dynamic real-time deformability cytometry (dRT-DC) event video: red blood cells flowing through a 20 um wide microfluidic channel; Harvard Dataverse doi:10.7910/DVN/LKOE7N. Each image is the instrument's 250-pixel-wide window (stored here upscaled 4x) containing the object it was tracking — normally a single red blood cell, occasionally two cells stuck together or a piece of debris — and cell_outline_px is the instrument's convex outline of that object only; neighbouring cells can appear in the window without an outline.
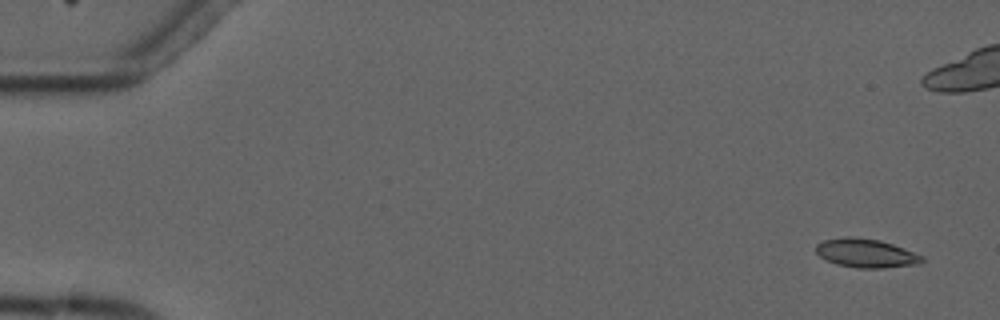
{"species": "common noctule bat (a hibernating species)", "species_latin": "Nyctalus noctula", "temperature_condition": "cold", "stored_images_in_passage": 5, "camera_frame_rate_fps": 3000, "um_per_image_px": 0.085, "animal": {"sex": "male", "forearm_length_mm": 52.5}, "frame": {"image": 1, "passage_image": 1, "time_ms": 0.0, "image_size_px": [1000, 320], "cell_outline_px": [[924, 260], [920, 264], [884, 268], [856, 268], [836, 264], [820, 256], [816, 252], [816, 244], [824, 240], [848, 236], [852, 236], [880, 240], [904, 248], [924, 256]], "centroid_in_image_um": [73.63, 21.52], "position_along_channel_um": 11.4, "area_um2": 17.86}}